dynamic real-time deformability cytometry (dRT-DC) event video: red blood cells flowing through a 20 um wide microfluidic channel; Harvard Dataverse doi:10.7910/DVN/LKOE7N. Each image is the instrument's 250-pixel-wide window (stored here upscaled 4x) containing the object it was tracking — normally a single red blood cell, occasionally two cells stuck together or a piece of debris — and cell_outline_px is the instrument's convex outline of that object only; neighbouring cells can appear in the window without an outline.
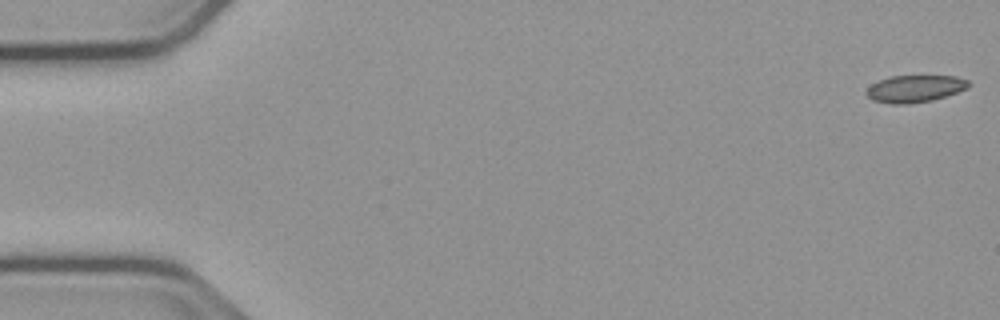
{"species": "common noctule bat (a hibernating species)", "species_latin": "Nyctalus noctula", "temperature_condition": "cold", "stored_images_in_passage": 55, "camera_frame_rate_fps": 3000, "um_per_image_px": 0.085, "animal": {"sex": "male", "body_mass_g": 23.1, "forearm_length_mm": 52.7}, "frame": {"image": 1, "passage_image": 1, "time_ms": 0.0, "image_size_px": [1000, 320], "cell_outline_px": [[972, 84], [968, 88], [932, 100], [908, 104], [892, 104], [872, 100], [864, 92], [872, 84], [880, 80], [892, 76], [956, 76], [968, 80]], "centroid_in_image_um": [77.77, 7.54], "position_along_channel_um": 7.2, "area_um2": 16.07}}
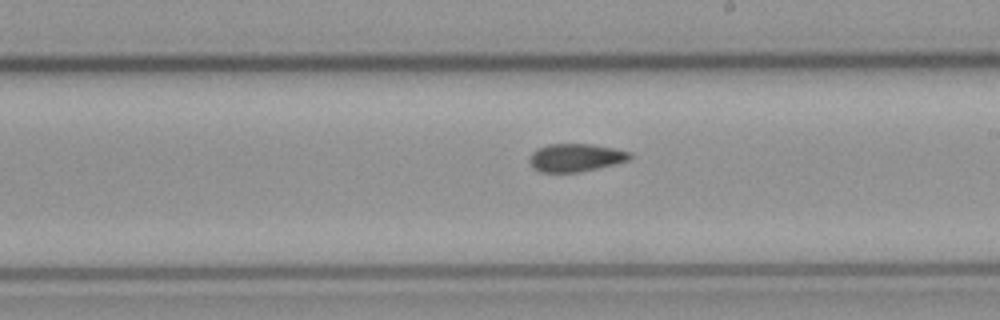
{"frame": {"image": 2, "passage_image": 31, "time_ms": 10.0, "image_size_px": [1000, 320], "cell_outline_px": [[632, 156], [628, 160], [616, 164], [580, 172], [540, 172], [532, 168], [528, 160], [532, 152], [536, 148], [548, 144], [592, 144], [632, 152]], "centroid_in_image_um": [48.9, 13.4], "position_along_channel_um": 240.1, "area_um2": 16.53}}
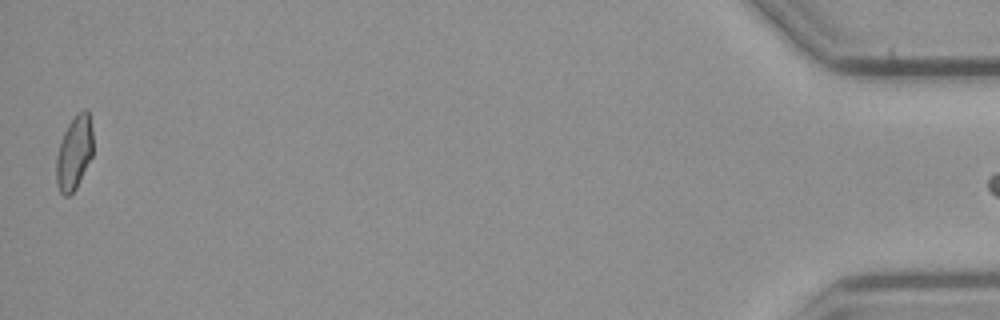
{"frame": {"image": 3, "passage_image": 54, "time_ms": 17.667, "image_size_px": [1000, 320], "cell_outline_px": [[92, 156], [76, 188], [68, 196], [64, 196], [60, 192], [56, 184], [56, 156], [64, 132], [68, 124], [76, 112], [84, 108], [88, 112], [92, 128]], "centroid_in_image_um": [6.3, 12.97], "position_along_channel_um": 428.9, "area_um2": 15.84}}